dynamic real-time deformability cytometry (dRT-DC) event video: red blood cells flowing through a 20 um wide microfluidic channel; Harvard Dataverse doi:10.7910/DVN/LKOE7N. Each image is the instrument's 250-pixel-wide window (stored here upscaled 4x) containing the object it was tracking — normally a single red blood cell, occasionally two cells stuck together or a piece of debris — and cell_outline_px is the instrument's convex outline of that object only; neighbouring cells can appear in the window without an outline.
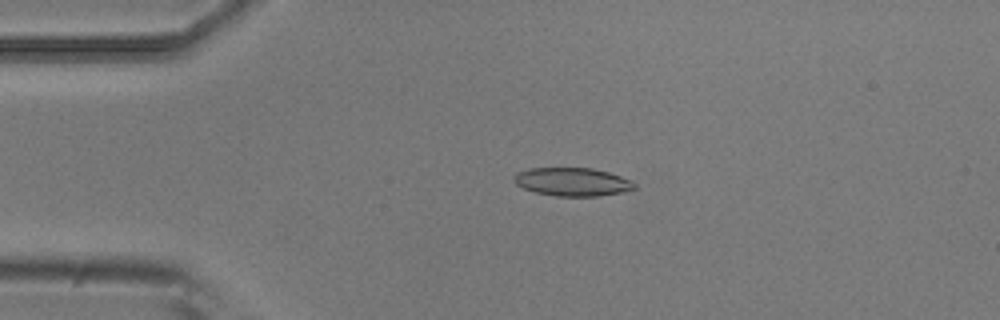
{"species": "common noctule bat (a hibernating species)", "species_latin": "Nyctalus noctula", "temperature_condition": "room temperature", "stored_images_in_passage": 4, "camera_frame_rate_fps": 3000, "um_per_image_px": 0.085, "animal": {"sex": "male", "body_mass_g": 20.5, "forearm_length_mm": 52.5}, "frame": {"image": 1, "passage_image": 3, "time_ms": 0.667, "image_size_px": [1000, 320], "cell_outline_px": [[636, 188], [620, 192], [600, 196], [556, 196], [536, 192], [524, 188], [516, 184], [512, 180], [512, 176], [516, 172], [528, 168], [592, 168], [608, 172], [632, 180], [636, 184]], "centroid_in_image_um": [48.62, 15.45], "position_along_channel_um": 36.4, "area_um2": 19.94}}